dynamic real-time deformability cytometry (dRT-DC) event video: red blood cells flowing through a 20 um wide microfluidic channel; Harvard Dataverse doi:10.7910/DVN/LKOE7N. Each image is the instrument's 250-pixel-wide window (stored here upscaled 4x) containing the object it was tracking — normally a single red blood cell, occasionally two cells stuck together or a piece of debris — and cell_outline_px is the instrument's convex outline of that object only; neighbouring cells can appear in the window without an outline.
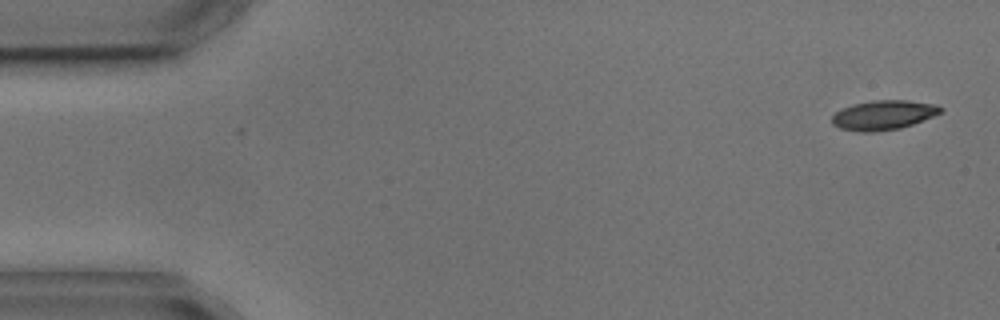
{"species": "common noctule bat (a hibernating species)", "species_latin": "Nyctalus noctula", "temperature_condition": "cold", "stored_images_in_passage": 5, "camera_frame_rate_fps": 3000, "um_per_image_px": 0.085, "animal": {"sex": "male", "body_mass_g": 17.9, "forearm_length_mm": 54.2}, "frame": {"image": 1, "passage_image": 1, "time_ms": 0.0, "image_size_px": [1000, 320], "cell_outline_px": [[944, 108], [940, 112], [932, 116], [912, 124], [900, 128], [872, 132], [860, 132], [840, 128], [832, 124], [832, 116], [836, 112], [852, 104], [872, 100], [908, 100], [936, 104]], "centroid_in_image_um": [75.08, 9.77], "position_along_channel_um": 9.9, "area_um2": 18.55}}